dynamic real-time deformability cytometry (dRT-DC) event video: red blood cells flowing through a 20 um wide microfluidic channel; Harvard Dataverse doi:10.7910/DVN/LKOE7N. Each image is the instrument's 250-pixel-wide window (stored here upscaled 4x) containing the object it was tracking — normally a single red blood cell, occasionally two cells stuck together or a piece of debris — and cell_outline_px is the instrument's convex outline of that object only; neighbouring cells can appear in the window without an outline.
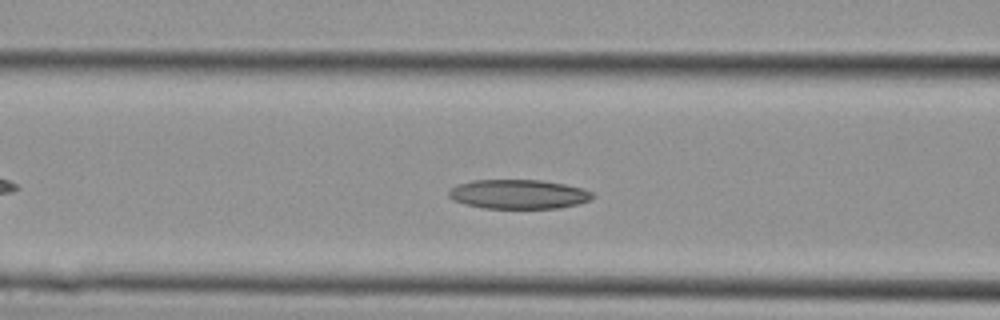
{"species": "Egyptian fruit bat (a non-hibernating species)", "species_latin": "Rousettus aegyptiacus", "temperature_condition": "cold", "stored_images_in_passage": 7, "camera_frame_rate_fps": 3000, "um_per_image_px": 0.085, "animal": {"sex": "female"}, "frame": {"image": 1, "passage_image": 7, "time_ms": 2.0, "image_size_px": [1000, 320], "cell_outline_px": [[596, 196], [592, 200], [560, 208], [484, 208], [464, 204], [452, 200], [448, 196], [448, 192], [456, 184], [472, 180], [540, 180], [564, 184], [584, 188], [592, 192]], "centroid_in_image_um": [44.08, 16.5], "position_along_channel_um": 122.5, "area_um2": 24.74}}